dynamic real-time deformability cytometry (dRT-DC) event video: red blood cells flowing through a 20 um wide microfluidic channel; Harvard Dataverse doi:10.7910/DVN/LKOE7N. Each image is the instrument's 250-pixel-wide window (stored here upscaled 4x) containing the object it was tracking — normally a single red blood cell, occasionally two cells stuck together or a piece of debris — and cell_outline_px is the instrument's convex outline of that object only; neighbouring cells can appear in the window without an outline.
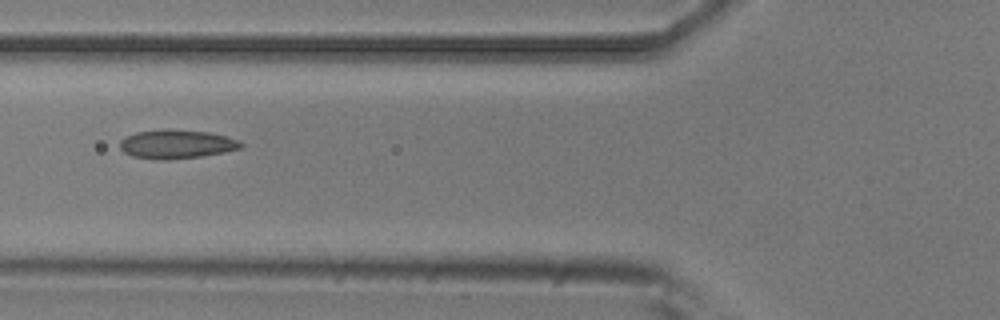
{"species": "common noctule bat (a hibernating species)", "species_latin": "Nyctalus noctula", "temperature_condition": "room temperature", "stored_images_in_passage": 5, "camera_frame_rate_fps": 3000, "um_per_image_px": 0.085, "animal": {"sex": "male", "body_mass_g": 20.5, "forearm_length_mm": 52.5}, "frame": {"image": 1, "passage_image": 3, "time_ms": 0.667, "image_size_px": [1000, 320], "cell_outline_px": [[244, 148], [224, 152], [200, 156], [168, 160], [160, 160], [132, 156], [124, 152], [120, 148], [120, 140], [136, 132], [208, 132], [240, 140], [244, 144]], "centroid_in_image_um": [15.06, 12.31], "position_along_channel_um": 110.7, "area_um2": 19.42}}
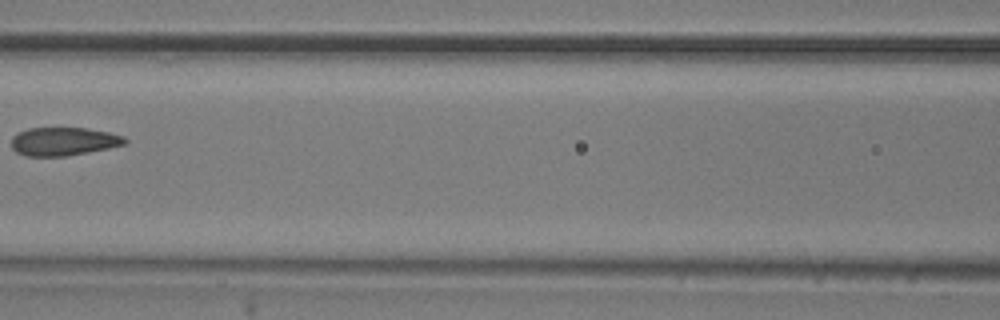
{"frame": {"image": 2, "passage_image": 4, "time_ms": 1.0, "image_size_px": [1000, 320], "cell_outline_px": [[128, 144], [108, 148], [64, 156], [28, 156], [16, 152], [12, 148], [12, 136], [28, 128], [88, 128], [108, 132], [124, 136], [128, 140]], "centroid_in_image_um": [5.43, 12.01], "position_along_channel_um": 161.2, "area_um2": 18.67}}
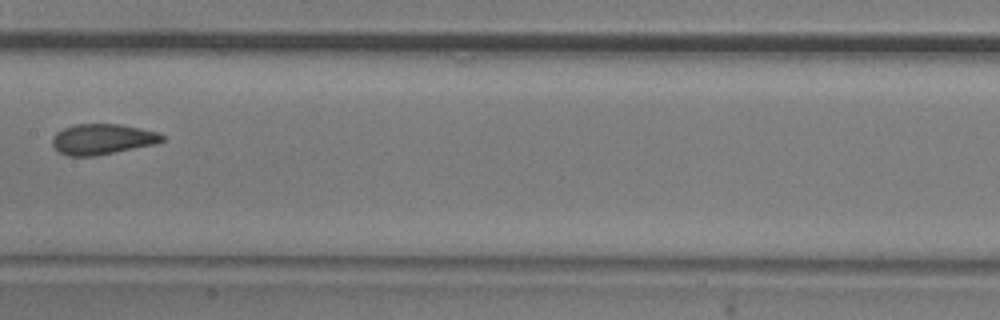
{"frame": {"image": 3, "passage_image": 5, "time_ms": 1.333, "image_size_px": [1000, 320], "cell_outline_px": [[164, 140], [152, 144], [96, 156], [68, 156], [60, 152], [52, 144], [52, 136], [56, 132], [64, 128], [76, 124], [120, 124], [160, 132], [164, 136]], "centroid_in_image_um": [8.68, 11.82], "position_along_channel_um": 198.7, "area_um2": 19.42}}